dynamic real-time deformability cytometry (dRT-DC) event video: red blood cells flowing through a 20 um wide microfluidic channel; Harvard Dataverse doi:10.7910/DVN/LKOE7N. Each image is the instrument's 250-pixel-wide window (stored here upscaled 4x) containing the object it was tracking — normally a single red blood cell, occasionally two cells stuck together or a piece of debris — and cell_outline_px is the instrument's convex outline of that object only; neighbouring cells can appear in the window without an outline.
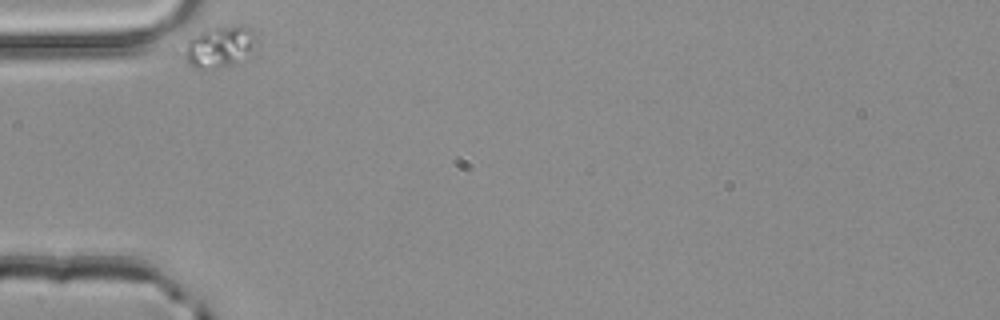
{"species": "common noctule bat (a hibernating species)", "species_latin": "Nyctalus noctula", "temperature_condition": "room temperature", "stored_images_in_passage": 33, "camera_frame_rate_fps": 3000, "um_per_image_px": 0.085, "animal": {"sex": "male", "body_mass_g": 20.4}, "frame": {"image": 1, "passage_image": 1, "time_ms": 0.0, "image_size_px": [1000, 320], "cell_outline_px": [[256, 40], [236, 64], [216, 68], [192, 68], [176, 52], [192, 36], [200, 32], [216, 28], [244, 24], [252, 28], [256, 36]], "centroid_in_image_um": [18.51, 3.98], "position_along_channel_um": 66.5, "area_um2": 17.57}}